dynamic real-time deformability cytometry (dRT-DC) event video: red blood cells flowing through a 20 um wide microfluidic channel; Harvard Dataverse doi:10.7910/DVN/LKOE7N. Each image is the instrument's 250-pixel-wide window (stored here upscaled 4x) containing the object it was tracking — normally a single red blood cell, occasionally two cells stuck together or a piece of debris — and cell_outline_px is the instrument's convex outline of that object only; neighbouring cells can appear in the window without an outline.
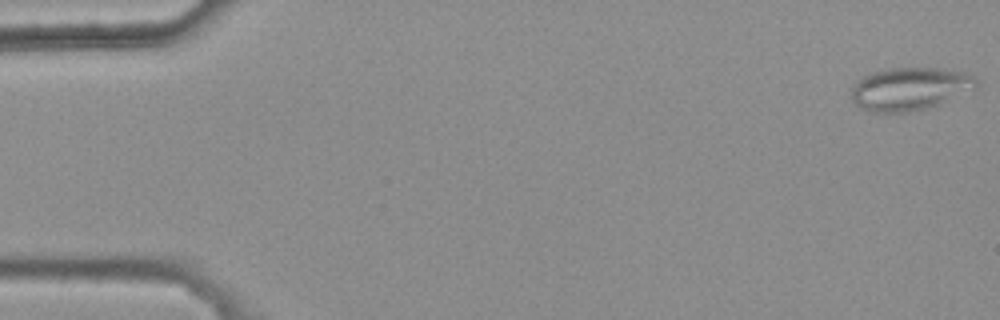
{"species": "common noctule bat (a hibernating species)", "species_latin": "Nyctalus noctula", "temperature_condition": "warm", "stored_images_in_passage": 48, "camera_frame_rate_fps": 3000, "um_per_image_px": 0.085, "animal": {"sex": "female", "body_mass_g": 25.1}, "frame": {"image": 1, "passage_image": 1, "time_ms": 0.0, "image_size_px": [1000, 320], "cell_outline_px": [[976, 84], [972, 88], [940, 104], [924, 108], [904, 112], [868, 112], [860, 108], [852, 100], [852, 88], [856, 80], [872, 72], [888, 68], [936, 68], [968, 72], [976, 80]], "centroid_in_image_um": [77.26, 7.54], "position_along_channel_um": 7.7, "area_um2": 30.87}}